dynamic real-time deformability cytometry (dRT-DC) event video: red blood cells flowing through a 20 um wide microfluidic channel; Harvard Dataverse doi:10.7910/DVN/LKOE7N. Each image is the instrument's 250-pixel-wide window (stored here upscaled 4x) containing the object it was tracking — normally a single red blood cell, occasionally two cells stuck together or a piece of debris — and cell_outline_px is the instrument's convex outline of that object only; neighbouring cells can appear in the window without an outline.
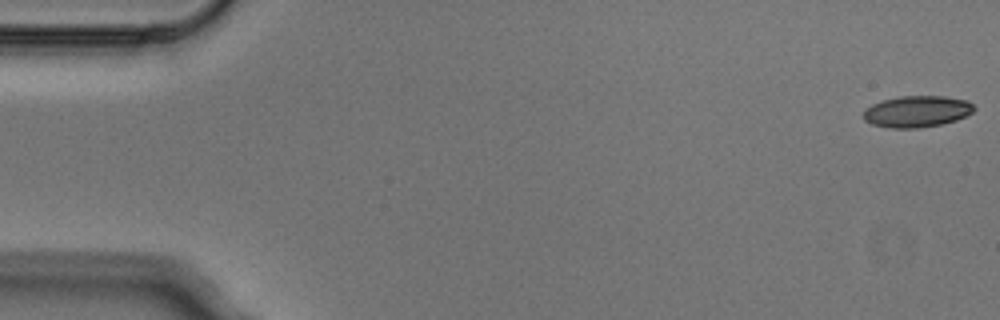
{"species": "Egyptian fruit bat (a non-hibernating species)", "species_latin": "Rousettus aegyptiacus", "temperature_condition": "cold", "stored_images_in_passage": 4, "camera_frame_rate_fps": 3000, "um_per_image_px": 0.085, "animal": {"sex": "male"}, "frame": {"image": 1, "passage_image": 1, "time_ms": 0.0, "image_size_px": [1000, 320], "cell_outline_px": [[976, 108], [972, 112], [956, 120], [940, 124], [920, 128], [892, 128], [872, 124], [864, 120], [864, 108], [872, 104], [884, 100], [900, 96], [944, 96], [968, 100]], "centroid_in_image_um": [77.94, 9.47], "position_along_channel_um": 7.1, "area_um2": 20.23}}